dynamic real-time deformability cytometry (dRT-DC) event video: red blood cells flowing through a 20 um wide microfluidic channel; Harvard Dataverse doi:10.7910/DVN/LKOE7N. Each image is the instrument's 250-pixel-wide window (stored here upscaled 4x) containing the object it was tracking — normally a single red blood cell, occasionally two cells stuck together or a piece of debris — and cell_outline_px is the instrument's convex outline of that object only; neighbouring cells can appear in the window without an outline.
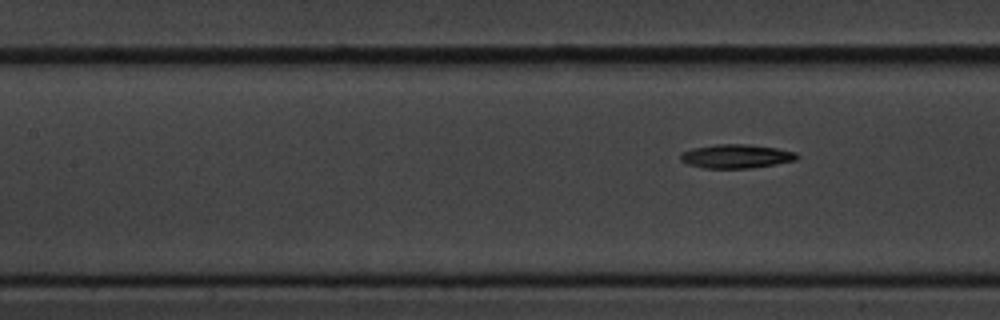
{"species": "common noctule bat (a hibernating species)", "species_latin": "Nyctalus noctula", "temperature_condition": "cold", "stored_images_in_passage": 8, "segment_of_instrument_passage": [2, 2], "camera_frame_rate_fps": 3000, "um_per_image_px": 0.085, "animal": {"sex": "male", "body_mass_g": 20.1, "forearm_length_mm": 53.5}, "frame": {"image": 1, "passage_image": 8, "time_ms": 9.0, "image_size_px": [1000, 320], "cell_outline_px": [[800, 156], [796, 160], [776, 164], [752, 168], [704, 168], [688, 164], [680, 160], [680, 152], [692, 148], [716, 144], [744, 144], [776, 148], [796, 152]], "centroid_in_image_um": [62.56, 13.28], "position_along_channel_um": 144.8, "area_um2": 16.24}}